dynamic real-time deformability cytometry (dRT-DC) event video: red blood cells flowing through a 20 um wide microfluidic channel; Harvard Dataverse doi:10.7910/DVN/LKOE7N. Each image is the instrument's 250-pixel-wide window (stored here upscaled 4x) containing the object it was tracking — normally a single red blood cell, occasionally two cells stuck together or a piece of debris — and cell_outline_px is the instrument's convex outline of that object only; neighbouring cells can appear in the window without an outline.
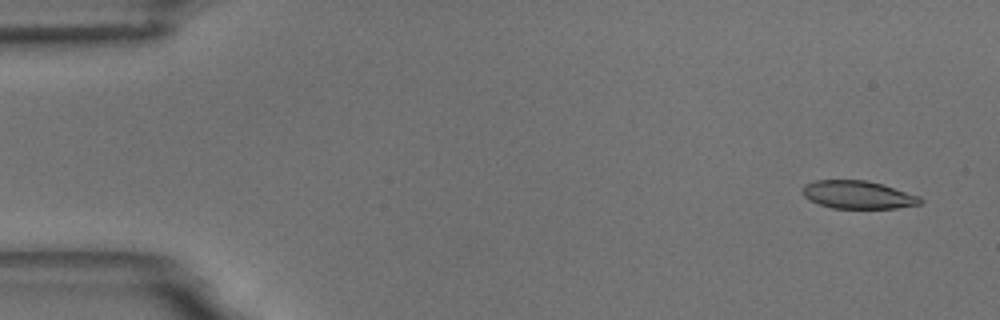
{"species": "common noctule bat (a hibernating species)", "species_latin": "Nyctalus noctula", "temperature_condition": "room temperature", "stored_images_in_passage": 53, "camera_frame_rate_fps": 3000, "um_per_image_px": 0.085, "animal": {"sex": "male", "body_mass_g": 18.8}, "frame": {"image": 1, "passage_image": 2, "time_ms": 0.333, "image_size_px": [1000, 320], "cell_outline_px": [[924, 200], [920, 204], [896, 208], [832, 208], [808, 200], [800, 192], [804, 184], [816, 180], [868, 180], [920, 196]], "centroid_in_image_um": [72.89, 16.55], "position_along_channel_um": 12.1, "area_um2": 19.25}}
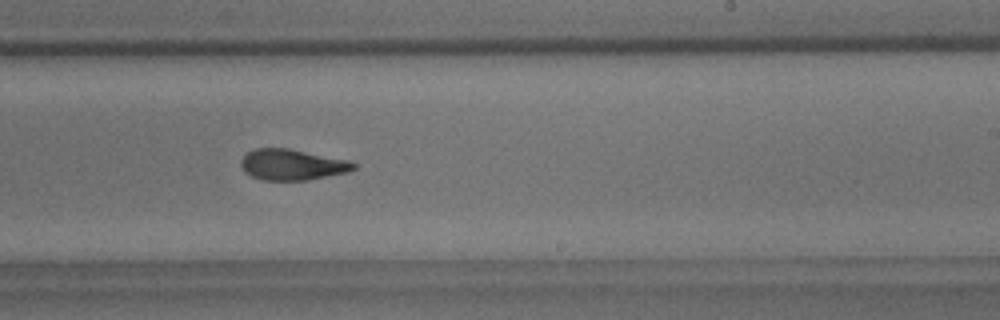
{"frame": {"image": 2, "passage_image": 33, "time_ms": 10.667, "image_size_px": [1000, 320], "cell_outline_px": [[356, 168], [348, 172], [308, 180], [264, 180], [252, 176], [244, 172], [240, 164], [240, 160], [248, 152], [256, 148], [288, 148], [348, 160], [356, 164]], "centroid_in_image_um": [24.82, 14.0], "position_along_channel_um": 264.2, "area_um2": 20.23}}
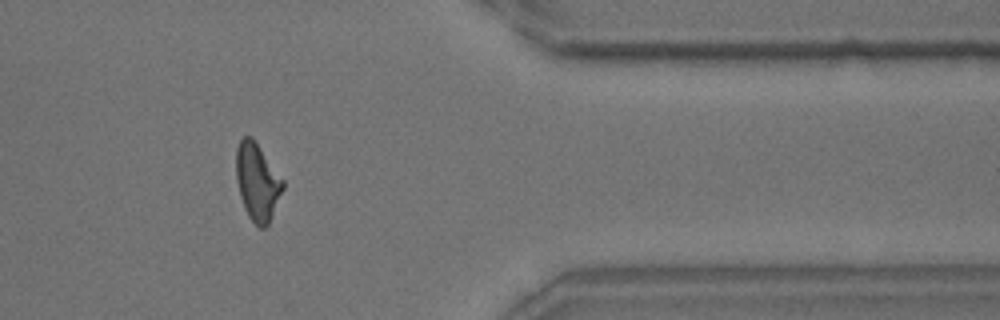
{"frame": {"image": 3, "passage_image": 45, "time_ms": 14.667, "image_size_px": [1000, 320], "cell_outline_px": [[284, 188], [268, 224], [264, 228], [260, 228], [248, 216], [244, 208], [240, 196], [236, 180], [236, 148], [240, 140], [244, 136], [252, 136], [284, 180]], "centroid_in_image_um": [21.86, 15.44], "position_along_channel_um": 389.5, "area_um2": 21.04}}